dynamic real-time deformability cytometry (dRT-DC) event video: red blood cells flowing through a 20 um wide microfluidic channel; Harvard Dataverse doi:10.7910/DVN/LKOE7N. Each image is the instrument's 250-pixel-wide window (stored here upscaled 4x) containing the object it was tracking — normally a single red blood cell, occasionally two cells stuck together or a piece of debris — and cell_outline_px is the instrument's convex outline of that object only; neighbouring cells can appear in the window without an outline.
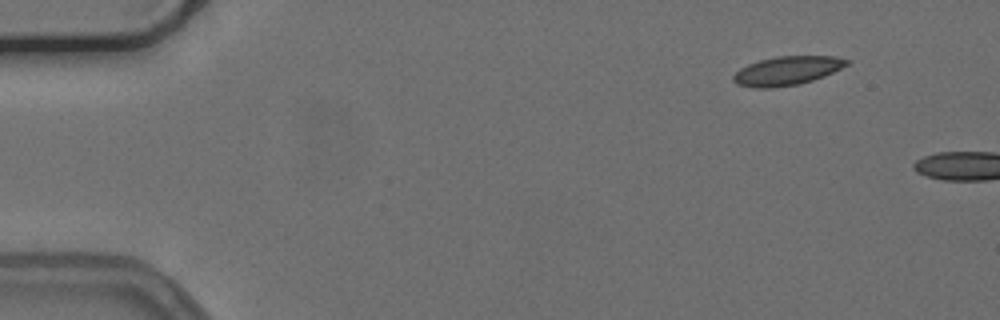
{"species": "common noctule bat (a hibernating species)", "species_latin": "Nyctalus noctula", "temperature_condition": "cold", "stored_images_in_passage": 3, "camera_frame_rate_fps": 3000, "um_per_image_px": 0.085, "animal": {"sex": "female", "body_mass_g": 24.6, "forearm_length_mm": 56.2}, "frame": {"image": 1, "passage_image": 1, "time_ms": 0.0, "image_size_px": [1000, 320], "cell_outline_px": [[852, 60], [848, 64], [824, 76], [800, 84], [772, 88], [752, 88], [736, 84], [732, 80], [732, 76], [740, 68], [748, 64], [760, 60], [776, 56], [836, 56]], "centroid_in_image_um": [66.88, 6.01], "position_along_channel_um": 18.1, "area_um2": 19.19}}